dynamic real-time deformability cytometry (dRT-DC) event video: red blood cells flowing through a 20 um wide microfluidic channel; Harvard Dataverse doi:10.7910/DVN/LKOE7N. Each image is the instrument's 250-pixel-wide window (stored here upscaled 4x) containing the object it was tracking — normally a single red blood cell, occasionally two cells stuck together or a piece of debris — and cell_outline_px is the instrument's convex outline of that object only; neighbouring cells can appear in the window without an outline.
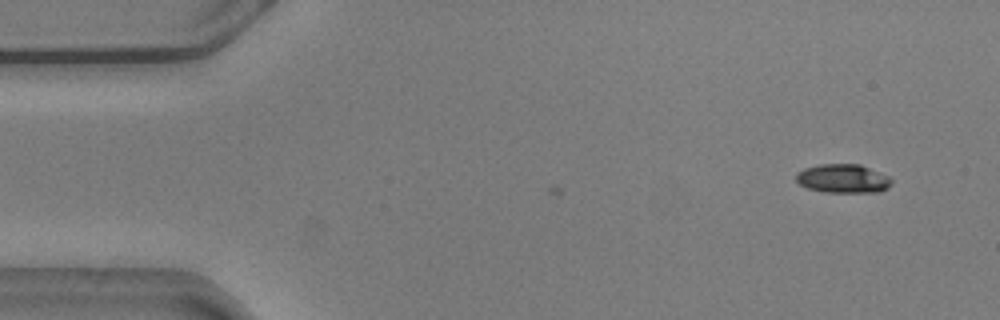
{"species": "common noctule bat (a hibernating species)", "species_latin": "Nyctalus noctula", "temperature_condition": "warm", "stored_images_in_passage": 3, "camera_frame_rate_fps": 3000, "um_per_image_px": 0.085, "animal": {"sex": "male", "body_mass_g": 20.5, "forearm_length_mm": 52.5}, "frame": {"image": 1, "passage_image": 3, "time_ms": 0.667, "image_size_px": [1000, 320], "cell_outline_px": [[892, 184], [888, 188], [880, 192], [824, 192], [808, 188], [800, 184], [796, 180], [796, 172], [804, 168], [820, 164], [860, 164], [888, 176], [892, 180]], "centroid_in_image_um": [71.66, 15.18], "position_along_channel_um": 13.3, "area_um2": 16.07}}